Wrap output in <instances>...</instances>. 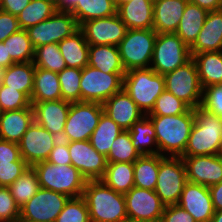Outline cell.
Wrapping results in <instances>:
<instances>
[{
    "label": "cell",
    "mask_w": 222,
    "mask_h": 222,
    "mask_svg": "<svg viewBox=\"0 0 222 222\" xmlns=\"http://www.w3.org/2000/svg\"><path fill=\"white\" fill-rule=\"evenodd\" d=\"M190 107L166 89L158 96L147 116H174L186 113Z\"/></svg>",
    "instance_id": "cell-43"
},
{
    "label": "cell",
    "mask_w": 222,
    "mask_h": 222,
    "mask_svg": "<svg viewBox=\"0 0 222 222\" xmlns=\"http://www.w3.org/2000/svg\"><path fill=\"white\" fill-rule=\"evenodd\" d=\"M154 0H131L117 4V15L127 29H153Z\"/></svg>",
    "instance_id": "cell-24"
},
{
    "label": "cell",
    "mask_w": 222,
    "mask_h": 222,
    "mask_svg": "<svg viewBox=\"0 0 222 222\" xmlns=\"http://www.w3.org/2000/svg\"><path fill=\"white\" fill-rule=\"evenodd\" d=\"M188 0H154L153 29L157 33H175Z\"/></svg>",
    "instance_id": "cell-23"
},
{
    "label": "cell",
    "mask_w": 222,
    "mask_h": 222,
    "mask_svg": "<svg viewBox=\"0 0 222 222\" xmlns=\"http://www.w3.org/2000/svg\"><path fill=\"white\" fill-rule=\"evenodd\" d=\"M69 199L64 194L40 188L20 207L19 221H55Z\"/></svg>",
    "instance_id": "cell-13"
},
{
    "label": "cell",
    "mask_w": 222,
    "mask_h": 222,
    "mask_svg": "<svg viewBox=\"0 0 222 222\" xmlns=\"http://www.w3.org/2000/svg\"><path fill=\"white\" fill-rule=\"evenodd\" d=\"M47 162H50L55 165H60V166L71 164V158H70L69 149L67 146V141L59 139L55 143L47 159Z\"/></svg>",
    "instance_id": "cell-51"
},
{
    "label": "cell",
    "mask_w": 222,
    "mask_h": 222,
    "mask_svg": "<svg viewBox=\"0 0 222 222\" xmlns=\"http://www.w3.org/2000/svg\"><path fill=\"white\" fill-rule=\"evenodd\" d=\"M21 28L17 20V16L11 13L0 10V42H3L13 33Z\"/></svg>",
    "instance_id": "cell-50"
},
{
    "label": "cell",
    "mask_w": 222,
    "mask_h": 222,
    "mask_svg": "<svg viewBox=\"0 0 222 222\" xmlns=\"http://www.w3.org/2000/svg\"><path fill=\"white\" fill-rule=\"evenodd\" d=\"M102 105L104 113L123 131L130 130L135 122L145 116L124 89L112 95Z\"/></svg>",
    "instance_id": "cell-21"
},
{
    "label": "cell",
    "mask_w": 222,
    "mask_h": 222,
    "mask_svg": "<svg viewBox=\"0 0 222 222\" xmlns=\"http://www.w3.org/2000/svg\"><path fill=\"white\" fill-rule=\"evenodd\" d=\"M33 122V107L0 112V139L18 144Z\"/></svg>",
    "instance_id": "cell-25"
},
{
    "label": "cell",
    "mask_w": 222,
    "mask_h": 222,
    "mask_svg": "<svg viewBox=\"0 0 222 222\" xmlns=\"http://www.w3.org/2000/svg\"><path fill=\"white\" fill-rule=\"evenodd\" d=\"M101 180L114 191L122 194L127 193L134 187L133 163H107L105 174Z\"/></svg>",
    "instance_id": "cell-35"
},
{
    "label": "cell",
    "mask_w": 222,
    "mask_h": 222,
    "mask_svg": "<svg viewBox=\"0 0 222 222\" xmlns=\"http://www.w3.org/2000/svg\"><path fill=\"white\" fill-rule=\"evenodd\" d=\"M200 106L222 118V84L205 87Z\"/></svg>",
    "instance_id": "cell-47"
},
{
    "label": "cell",
    "mask_w": 222,
    "mask_h": 222,
    "mask_svg": "<svg viewBox=\"0 0 222 222\" xmlns=\"http://www.w3.org/2000/svg\"><path fill=\"white\" fill-rule=\"evenodd\" d=\"M192 58L190 48L176 33H157L150 68L165 75Z\"/></svg>",
    "instance_id": "cell-7"
},
{
    "label": "cell",
    "mask_w": 222,
    "mask_h": 222,
    "mask_svg": "<svg viewBox=\"0 0 222 222\" xmlns=\"http://www.w3.org/2000/svg\"><path fill=\"white\" fill-rule=\"evenodd\" d=\"M71 13L75 16L78 26H80L88 20L116 14L117 4L115 0H78Z\"/></svg>",
    "instance_id": "cell-34"
},
{
    "label": "cell",
    "mask_w": 222,
    "mask_h": 222,
    "mask_svg": "<svg viewBox=\"0 0 222 222\" xmlns=\"http://www.w3.org/2000/svg\"><path fill=\"white\" fill-rule=\"evenodd\" d=\"M56 7L46 0H31L29 4L17 15L21 29H28L41 21L51 17Z\"/></svg>",
    "instance_id": "cell-39"
},
{
    "label": "cell",
    "mask_w": 222,
    "mask_h": 222,
    "mask_svg": "<svg viewBox=\"0 0 222 222\" xmlns=\"http://www.w3.org/2000/svg\"><path fill=\"white\" fill-rule=\"evenodd\" d=\"M82 197L91 222H129L124 194L114 191L102 180L87 181Z\"/></svg>",
    "instance_id": "cell-1"
},
{
    "label": "cell",
    "mask_w": 222,
    "mask_h": 222,
    "mask_svg": "<svg viewBox=\"0 0 222 222\" xmlns=\"http://www.w3.org/2000/svg\"><path fill=\"white\" fill-rule=\"evenodd\" d=\"M160 222H196L194 217L178 204L165 206Z\"/></svg>",
    "instance_id": "cell-49"
},
{
    "label": "cell",
    "mask_w": 222,
    "mask_h": 222,
    "mask_svg": "<svg viewBox=\"0 0 222 222\" xmlns=\"http://www.w3.org/2000/svg\"><path fill=\"white\" fill-rule=\"evenodd\" d=\"M20 207L16 204L8 187L0 186V222H18Z\"/></svg>",
    "instance_id": "cell-46"
},
{
    "label": "cell",
    "mask_w": 222,
    "mask_h": 222,
    "mask_svg": "<svg viewBox=\"0 0 222 222\" xmlns=\"http://www.w3.org/2000/svg\"><path fill=\"white\" fill-rule=\"evenodd\" d=\"M46 1H48L49 3H51L52 5H54L55 7H57L58 4H59V2H60V0H46Z\"/></svg>",
    "instance_id": "cell-59"
},
{
    "label": "cell",
    "mask_w": 222,
    "mask_h": 222,
    "mask_svg": "<svg viewBox=\"0 0 222 222\" xmlns=\"http://www.w3.org/2000/svg\"><path fill=\"white\" fill-rule=\"evenodd\" d=\"M187 182L186 167L182 157L160 155L156 194L165 206L177 204Z\"/></svg>",
    "instance_id": "cell-10"
},
{
    "label": "cell",
    "mask_w": 222,
    "mask_h": 222,
    "mask_svg": "<svg viewBox=\"0 0 222 222\" xmlns=\"http://www.w3.org/2000/svg\"><path fill=\"white\" fill-rule=\"evenodd\" d=\"M8 188L16 204L19 207L23 206L40 189L36 171L29 167Z\"/></svg>",
    "instance_id": "cell-38"
},
{
    "label": "cell",
    "mask_w": 222,
    "mask_h": 222,
    "mask_svg": "<svg viewBox=\"0 0 222 222\" xmlns=\"http://www.w3.org/2000/svg\"><path fill=\"white\" fill-rule=\"evenodd\" d=\"M140 156L141 154L132 145L129 131H123L113 142L106 160L107 163H134Z\"/></svg>",
    "instance_id": "cell-41"
},
{
    "label": "cell",
    "mask_w": 222,
    "mask_h": 222,
    "mask_svg": "<svg viewBox=\"0 0 222 222\" xmlns=\"http://www.w3.org/2000/svg\"><path fill=\"white\" fill-rule=\"evenodd\" d=\"M128 1H131V0H116V4H121L123 2H128Z\"/></svg>",
    "instance_id": "cell-62"
},
{
    "label": "cell",
    "mask_w": 222,
    "mask_h": 222,
    "mask_svg": "<svg viewBox=\"0 0 222 222\" xmlns=\"http://www.w3.org/2000/svg\"><path fill=\"white\" fill-rule=\"evenodd\" d=\"M199 81L204 89L211 85L222 84V51H211L192 56Z\"/></svg>",
    "instance_id": "cell-27"
},
{
    "label": "cell",
    "mask_w": 222,
    "mask_h": 222,
    "mask_svg": "<svg viewBox=\"0 0 222 222\" xmlns=\"http://www.w3.org/2000/svg\"><path fill=\"white\" fill-rule=\"evenodd\" d=\"M34 66L55 73L65 69L66 63L57 43H49L35 49Z\"/></svg>",
    "instance_id": "cell-40"
},
{
    "label": "cell",
    "mask_w": 222,
    "mask_h": 222,
    "mask_svg": "<svg viewBox=\"0 0 222 222\" xmlns=\"http://www.w3.org/2000/svg\"><path fill=\"white\" fill-rule=\"evenodd\" d=\"M31 0H0V10L17 16Z\"/></svg>",
    "instance_id": "cell-53"
},
{
    "label": "cell",
    "mask_w": 222,
    "mask_h": 222,
    "mask_svg": "<svg viewBox=\"0 0 222 222\" xmlns=\"http://www.w3.org/2000/svg\"><path fill=\"white\" fill-rule=\"evenodd\" d=\"M211 222H222V210L215 211L211 218Z\"/></svg>",
    "instance_id": "cell-58"
},
{
    "label": "cell",
    "mask_w": 222,
    "mask_h": 222,
    "mask_svg": "<svg viewBox=\"0 0 222 222\" xmlns=\"http://www.w3.org/2000/svg\"><path fill=\"white\" fill-rule=\"evenodd\" d=\"M124 196L129 222H160L165 205L154 190L133 187Z\"/></svg>",
    "instance_id": "cell-14"
},
{
    "label": "cell",
    "mask_w": 222,
    "mask_h": 222,
    "mask_svg": "<svg viewBox=\"0 0 222 222\" xmlns=\"http://www.w3.org/2000/svg\"><path fill=\"white\" fill-rule=\"evenodd\" d=\"M103 112V105L98 102H71L61 140H89Z\"/></svg>",
    "instance_id": "cell-8"
},
{
    "label": "cell",
    "mask_w": 222,
    "mask_h": 222,
    "mask_svg": "<svg viewBox=\"0 0 222 222\" xmlns=\"http://www.w3.org/2000/svg\"><path fill=\"white\" fill-rule=\"evenodd\" d=\"M189 212L196 222H211L215 213L208 187L187 181L177 203Z\"/></svg>",
    "instance_id": "cell-18"
},
{
    "label": "cell",
    "mask_w": 222,
    "mask_h": 222,
    "mask_svg": "<svg viewBox=\"0 0 222 222\" xmlns=\"http://www.w3.org/2000/svg\"><path fill=\"white\" fill-rule=\"evenodd\" d=\"M123 89L145 114L153 109L156 99L165 90L164 75L153 69H132L123 77Z\"/></svg>",
    "instance_id": "cell-4"
},
{
    "label": "cell",
    "mask_w": 222,
    "mask_h": 222,
    "mask_svg": "<svg viewBox=\"0 0 222 222\" xmlns=\"http://www.w3.org/2000/svg\"><path fill=\"white\" fill-rule=\"evenodd\" d=\"M28 168L25 161L0 162V186H10Z\"/></svg>",
    "instance_id": "cell-48"
},
{
    "label": "cell",
    "mask_w": 222,
    "mask_h": 222,
    "mask_svg": "<svg viewBox=\"0 0 222 222\" xmlns=\"http://www.w3.org/2000/svg\"><path fill=\"white\" fill-rule=\"evenodd\" d=\"M88 65L105 73H126L118 47L113 45H89Z\"/></svg>",
    "instance_id": "cell-30"
},
{
    "label": "cell",
    "mask_w": 222,
    "mask_h": 222,
    "mask_svg": "<svg viewBox=\"0 0 222 222\" xmlns=\"http://www.w3.org/2000/svg\"><path fill=\"white\" fill-rule=\"evenodd\" d=\"M71 164L87 180H101L107 167L106 157L99 154L89 140L67 142Z\"/></svg>",
    "instance_id": "cell-17"
},
{
    "label": "cell",
    "mask_w": 222,
    "mask_h": 222,
    "mask_svg": "<svg viewBox=\"0 0 222 222\" xmlns=\"http://www.w3.org/2000/svg\"><path fill=\"white\" fill-rule=\"evenodd\" d=\"M148 117L155 128L159 154L181 157L185 152L191 128L195 122L193 108L180 115ZM165 152L169 154L165 155Z\"/></svg>",
    "instance_id": "cell-2"
},
{
    "label": "cell",
    "mask_w": 222,
    "mask_h": 222,
    "mask_svg": "<svg viewBox=\"0 0 222 222\" xmlns=\"http://www.w3.org/2000/svg\"><path fill=\"white\" fill-rule=\"evenodd\" d=\"M79 29L75 16L71 12L56 11L48 19L29 27L27 33L36 49L49 43H59Z\"/></svg>",
    "instance_id": "cell-12"
},
{
    "label": "cell",
    "mask_w": 222,
    "mask_h": 222,
    "mask_svg": "<svg viewBox=\"0 0 222 222\" xmlns=\"http://www.w3.org/2000/svg\"><path fill=\"white\" fill-rule=\"evenodd\" d=\"M33 169L38 175L40 188L52 190L70 198L83 195L87 180L72 164L60 166L43 161L35 164Z\"/></svg>",
    "instance_id": "cell-5"
},
{
    "label": "cell",
    "mask_w": 222,
    "mask_h": 222,
    "mask_svg": "<svg viewBox=\"0 0 222 222\" xmlns=\"http://www.w3.org/2000/svg\"><path fill=\"white\" fill-rule=\"evenodd\" d=\"M55 222H91L85 199L82 196L70 198Z\"/></svg>",
    "instance_id": "cell-44"
},
{
    "label": "cell",
    "mask_w": 222,
    "mask_h": 222,
    "mask_svg": "<svg viewBox=\"0 0 222 222\" xmlns=\"http://www.w3.org/2000/svg\"><path fill=\"white\" fill-rule=\"evenodd\" d=\"M211 51H222V9L208 11L203 27L190 47L191 56Z\"/></svg>",
    "instance_id": "cell-22"
},
{
    "label": "cell",
    "mask_w": 222,
    "mask_h": 222,
    "mask_svg": "<svg viewBox=\"0 0 222 222\" xmlns=\"http://www.w3.org/2000/svg\"><path fill=\"white\" fill-rule=\"evenodd\" d=\"M62 99L58 73L35 67L31 103Z\"/></svg>",
    "instance_id": "cell-28"
},
{
    "label": "cell",
    "mask_w": 222,
    "mask_h": 222,
    "mask_svg": "<svg viewBox=\"0 0 222 222\" xmlns=\"http://www.w3.org/2000/svg\"><path fill=\"white\" fill-rule=\"evenodd\" d=\"M32 107L31 99L23 92L0 84V112Z\"/></svg>",
    "instance_id": "cell-45"
},
{
    "label": "cell",
    "mask_w": 222,
    "mask_h": 222,
    "mask_svg": "<svg viewBox=\"0 0 222 222\" xmlns=\"http://www.w3.org/2000/svg\"><path fill=\"white\" fill-rule=\"evenodd\" d=\"M124 75L125 73H105L92 66H85L80 81L81 102L103 104L123 89Z\"/></svg>",
    "instance_id": "cell-9"
},
{
    "label": "cell",
    "mask_w": 222,
    "mask_h": 222,
    "mask_svg": "<svg viewBox=\"0 0 222 222\" xmlns=\"http://www.w3.org/2000/svg\"><path fill=\"white\" fill-rule=\"evenodd\" d=\"M14 63L15 62L11 59V57H7V50L4 43L0 42V68L6 69Z\"/></svg>",
    "instance_id": "cell-56"
},
{
    "label": "cell",
    "mask_w": 222,
    "mask_h": 222,
    "mask_svg": "<svg viewBox=\"0 0 222 222\" xmlns=\"http://www.w3.org/2000/svg\"><path fill=\"white\" fill-rule=\"evenodd\" d=\"M122 132L123 130L103 112L89 142L99 154L107 158L113 142Z\"/></svg>",
    "instance_id": "cell-33"
},
{
    "label": "cell",
    "mask_w": 222,
    "mask_h": 222,
    "mask_svg": "<svg viewBox=\"0 0 222 222\" xmlns=\"http://www.w3.org/2000/svg\"><path fill=\"white\" fill-rule=\"evenodd\" d=\"M215 211L222 210V182L208 187Z\"/></svg>",
    "instance_id": "cell-54"
},
{
    "label": "cell",
    "mask_w": 222,
    "mask_h": 222,
    "mask_svg": "<svg viewBox=\"0 0 222 222\" xmlns=\"http://www.w3.org/2000/svg\"><path fill=\"white\" fill-rule=\"evenodd\" d=\"M58 46L67 67L83 69L88 65L89 44L80 29L59 42Z\"/></svg>",
    "instance_id": "cell-26"
},
{
    "label": "cell",
    "mask_w": 222,
    "mask_h": 222,
    "mask_svg": "<svg viewBox=\"0 0 222 222\" xmlns=\"http://www.w3.org/2000/svg\"><path fill=\"white\" fill-rule=\"evenodd\" d=\"M79 29L83 32L89 45L118 46L127 31L126 25L117 13L109 17L83 22Z\"/></svg>",
    "instance_id": "cell-16"
},
{
    "label": "cell",
    "mask_w": 222,
    "mask_h": 222,
    "mask_svg": "<svg viewBox=\"0 0 222 222\" xmlns=\"http://www.w3.org/2000/svg\"><path fill=\"white\" fill-rule=\"evenodd\" d=\"M187 181L210 187L222 182V159L218 155L182 157Z\"/></svg>",
    "instance_id": "cell-19"
},
{
    "label": "cell",
    "mask_w": 222,
    "mask_h": 222,
    "mask_svg": "<svg viewBox=\"0 0 222 222\" xmlns=\"http://www.w3.org/2000/svg\"><path fill=\"white\" fill-rule=\"evenodd\" d=\"M78 0H60L56 10L71 12L77 4Z\"/></svg>",
    "instance_id": "cell-57"
},
{
    "label": "cell",
    "mask_w": 222,
    "mask_h": 222,
    "mask_svg": "<svg viewBox=\"0 0 222 222\" xmlns=\"http://www.w3.org/2000/svg\"><path fill=\"white\" fill-rule=\"evenodd\" d=\"M164 81L165 89L190 108L194 109L201 105L203 88L193 58L174 71L166 73Z\"/></svg>",
    "instance_id": "cell-11"
},
{
    "label": "cell",
    "mask_w": 222,
    "mask_h": 222,
    "mask_svg": "<svg viewBox=\"0 0 222 222\" xmlns=\"http://www.w3.org/2000/svg\"><path fill=\"white\" fill-rule=\"evenodd\" d=\"M208 11L198 5L187 3L184 13L180 19L176 34L190 48L202 29Z\"/></svg>",
    "instance_id": "cell-29"
},
{
    "label": "cell",
    "mask_w": 222,
    "mask_h": 222,
    "mask_svg": "<svg viewBox=\"0 0 222 222\" xmlns=\"http://www.w3.org/2000/svg\"><path fill=\"white\" fill-rule=\"evenodd\" d=\"M193 111L195 122L181 157L217 155L222 141V118L201 106Z\"/></svg>",
    "instance_id": "cell-3"
},
{
    "label": "cell",
    "mask_w": 222,
    "mask_h": 222,
    "mask_svg": "<svg viewBox=\"0 0 222 222\" xmlns=\"http://www.w3.org/2000/svg\"><path fill=\"white\" fill-rule=\"evenodd\" d=\"M18 222H37V221H18ZM48 222H55V221H48Z\"/></svg>",
    "instance_id": "cell-63"
},
{
    "label": "cell",
    "mask_w": 222,
    "mask_h": 222,
    "mask_svg": "<svg viewBox=\"0 0 222 222\" xmlns=\"http://www.w3.org/2000/svg\"><path fill=\"white\" fill-rule=\"evenodd\" d=\"M31 104L34 110V121L61 139L71 102L59 99Z\"/></svg>",
    "instance_id": "cell-20"
},
{
    "label": "cell",
    "mask_w": 222,
    "mask_h": 222,
    "mask_svg": "<svg viewBox=\"0 0 222 222\" xmlns=\"http://www.w3.org/2000/svg\"><path fill=\"white\" fill-rule=\"evenodd\" d=\"M128 131L132 139V145L141 155L159 154L155 128L147 115L135 122ZM153 145L156 150L152 148Z\"/></svg>",
    "instance_id": "cell-32"
},
{
    "label": "cell",
    "mask_w": 222,
    "mask_h": 222,
    "mask_svg": "<svg viewBox=\"0 0 222 222\" xmlns=\"http://www.w3.org/2000/svg\"><path fill=\"white\" fill-rule=\"evenodd\" d=\"M81 74L82 69L73 67H66L58 73L63 100L81 102Z\"/></svg>",
    "instance_id": "cell-42"
},
{
    "label": "cell",
    "mask_w": 222,
    "mask_h": 222,
    "mask_svg": "<svg viewBox=\"0 0 222 222\" xmlns=\"http://www.w3.org/2000/svg\"><path fill=\"white\" fill-rule=\"evenodd\" d=\"M217 155L222 159V141H221V144L219 146V150L217 152Z\"/></svg>",
    "instance_id": "cell-60"
},
{
    "label": "cell",
    "mask_w": 222,
    "mask_h": 222,
    "mask_svg": "<svg viewBox=\"0 0 222 222\" xmlns=\"http://www.w3.org/2000/svg\"><path fill=\"white\" fill-rule=\"evenodd\" d=\"M160 154L141 155L134 163V187L155 190Z\"/></svg>",
    "instance_id": "cell-36"
},
{
    "label": "cell",
    "mask_w": 222,
    "mask_h": 222,
    "mask_svg": "<svg viewBox=\"0 0 222 222\" xmlns=\"http://www.w3.org/2000/svg\"><path fill=\"white\" fill-rule=\"evenodd\" d=\"M58 140L55 135L34 121L18 143L21 157L29 167L47 161Z\"/></svg>",
    "instance_id": "cell-15"
},
{
    "label": "cell",
    "mask_w": 222,
    "mask_h": 222,
    "mask_svg": "<svg viewBox=\"0 0 222 222\" xmlns=\"http://www.w3.org/2000/svg\"><path fill=\"white\" fill-rule=\"evenodd\" d=\"M4 69L0 68V84L2 83Z\"/></svg>",
    "instance_id": "cell-61"
},
{
    "label": "cell",
    "mask_w": 222,
    "mask_h": 222,
    "mask_svg": "<svg viewBox=\"0 0 222 222\" xmlns=\"http://www.w3.org/2000/svg\"><path fill=\"white\" fill-rule=\"evenodd\" d=\"M16 161H25L21 157L18 144L0 139V162Z\"/></svg>",
    "instance_id": "cell-52"
},
{
    "label": "cell",
    "mask_w": 222,
    "mask_h": 222,
    "mask_svg": "<svg viewBox=\"0 0 222 222\" xmlns=\"http://www.w3.org/2000/svg\"><path fill=\"white\" fill-rule=\"evenodd\" d=\"M7 50V57L15 63L33 62L35 48L29 38L27 30L20 29L3 41Z\"/></svg>",
    "instance_id": "cell-37"
},
{
    "label": "cell",
    "mask_w": 222,
    "mask_h": 222,
    "mask_svg": "<svg viewBox=\"0 0 222 222\" xmlns=\"http://www.w3.org/2000/svg\"><path fill=\"white\" fill-rule=\"evenodd\" d=\"M156 37L154 29H127L117 46L126 72L150 67Z\"/></svg>",
    "instance_id": "cell-6"
},
{
    "label": "cell",
    "mask_w": 222,
    "mask_h": 222,
    "mask_svg": "<svg viewBox=\"0 0 222 222\" xmlns=\"http://www.w3.org/2000/svg\"><path fill=\"white\" fill-rule=\"evenodd\" d=\"M34 72L33 62L14 63L4 69L2 84L25 93L31 99Z\"/></svg>",
    "instance_id": "cell-31"
},
{
    "label": "cell",
    "mask_w": 222,
    "mask_h": 222,
    "mask_svg": "<svg viewBox=\"0 0 222 222\" xmlns=\"http://www.w3.org/2000/svg\"><path fill=\"white\" fill-rule=\"evenodd\" d=\"M189 3L198 5L207 11H217L222 9V0H188Z\"/></svg>",
    "instance_id": "cell-55"
}]
</instances>
